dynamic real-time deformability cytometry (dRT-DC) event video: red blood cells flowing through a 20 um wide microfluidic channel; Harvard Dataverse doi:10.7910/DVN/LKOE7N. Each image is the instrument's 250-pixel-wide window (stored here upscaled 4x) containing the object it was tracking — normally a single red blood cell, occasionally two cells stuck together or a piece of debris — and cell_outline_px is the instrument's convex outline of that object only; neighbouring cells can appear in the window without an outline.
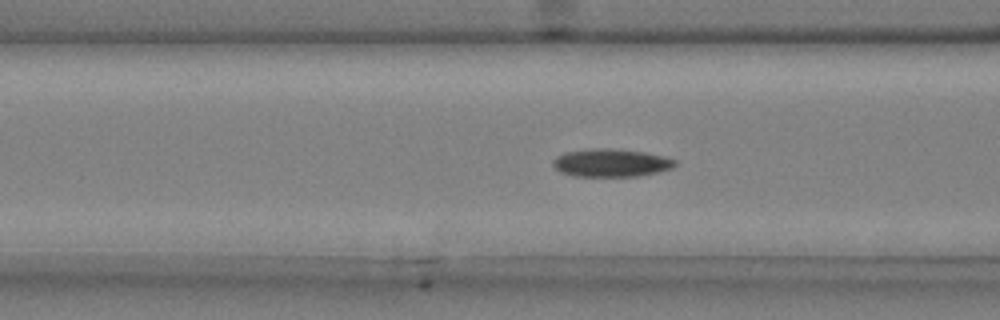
{"species": "common noctule bat (a hibernating species)", "species_latin": "Nyctalus noctula", "temperature_condition": "cold", "stored_images_in_passage": 48, "camera_frame_rate_fps": 3000, "um_per_image_px": 0.085, "animal": {"sex": "male", "body_mass_g": 20.4}, "frame": {"image": 1, "passage_image": 21, "time_ms": 6.667, "image_size_px": [1000, 320], "cell_outline_px": [[676, 164], [672, 168], [660, 172], [636, 176], [572, 176], [560, 172], [552, 164], [552, 160], [556, 156], [564, 152], [588, 148], [612, 148], [644, 152], [664, 156], [676, 160]], "centroid_in_image_um": [51.92, 13.83], "position_along_channel_um": 114.7, "area_um2": 20.11}}
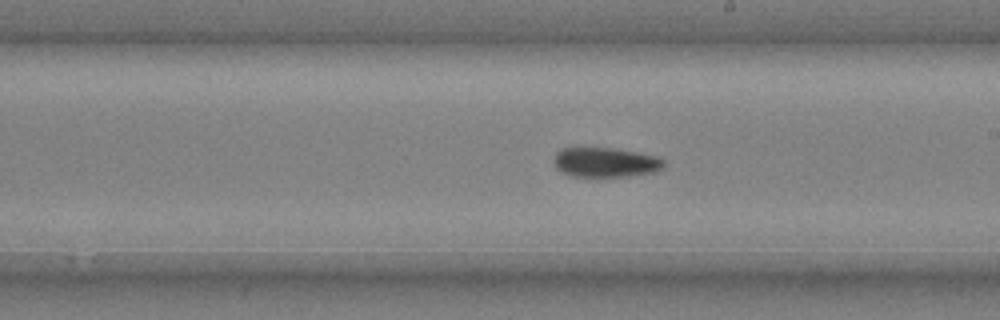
{"frame": {"image": 2, "passage_image": 31, "time_ms": 10.0, "image_size_px": [1000, 320], "cell_outline_px": [[664, 168], [656, 172], [628, 176], [572, 176], [560, 172], [552, 164], [552, 160], [556, 152], [560, 148], [612, 148], [660, 156], [664, 160]], "centroid_in_image_um": [51.45, 13.8], "position_along_channel_um": 237.5, "area_um2": 19.31}}
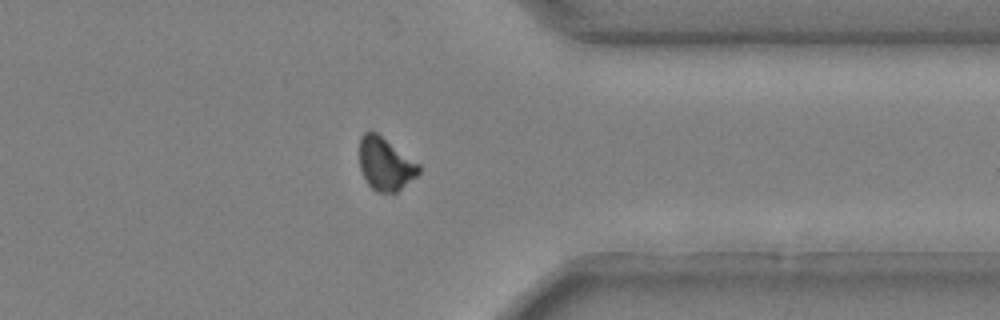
{"frame": {"image": 3, "passage_image": 43, "time_ms": 14.0, "image_size_px": [1000, 320], "cell_outline_px": [[420, 172], [416, 176], [396, 192], [376, 192], [368, 184], [360, 168], [360, 136], [368, 128], [376, 132], [420, 164]], "centroid_in_image_um": [32.74, 13.91], "position_along_channel_um": 378.7, "area_um2": 18.21}, "authors_computed_cell_mechanics": {"area_um2": 19.363, "velocity_mm_per_s": 3.6936, "shape_relaxation_time_tau1_ms": 6.8118, "shape_relaxation_time_tau2_ms": null, "deformation_change_tau1": 0.1579, "deformation_change_tau2": null}}